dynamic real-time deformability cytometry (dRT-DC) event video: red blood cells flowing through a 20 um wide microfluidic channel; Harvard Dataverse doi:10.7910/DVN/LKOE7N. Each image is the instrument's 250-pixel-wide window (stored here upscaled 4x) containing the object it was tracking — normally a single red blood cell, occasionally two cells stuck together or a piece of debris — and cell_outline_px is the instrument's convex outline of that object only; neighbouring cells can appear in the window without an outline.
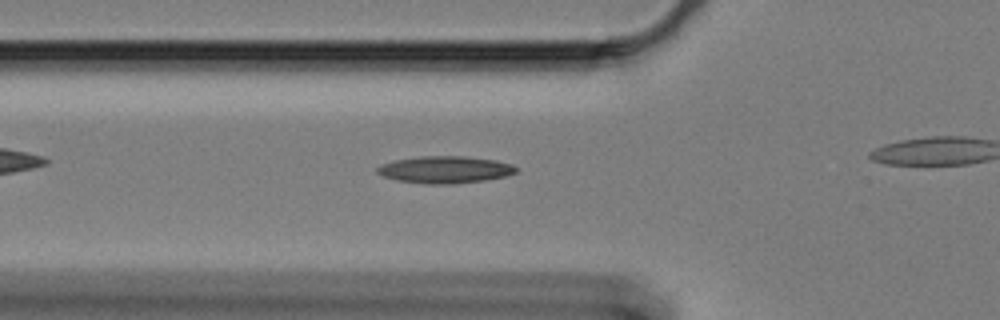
{"species": "Egyptian fruit bat (a non-hibernating species)", "species_latin": "Rousettus aegyptiacus", "temperature_condition": "cold", "stored_images_in_passage": 34, "camera_frame_rate_fps": 3000, "um_per_image_px": 0.085, "animal": {"sex": "female"}, "frame": {"image": 1, "passage_image": 3, "time_ms": 0.667, "image_size_px": [1000, 320], "cell_outline_px": [[516, 172], [504, 176], [484, 180], [456, 184], [424, 184], [396, 180], [384, 176], [376, 172], [376, 168], [380, 164], [396, 160], [420, 156], [464, 156], [496, 160], [512, 164], [516, 168]], "centroid_in_image_um": [37.8, 14.42], "position_along_channel_um": 88.0, "area_um2": 21.91}}
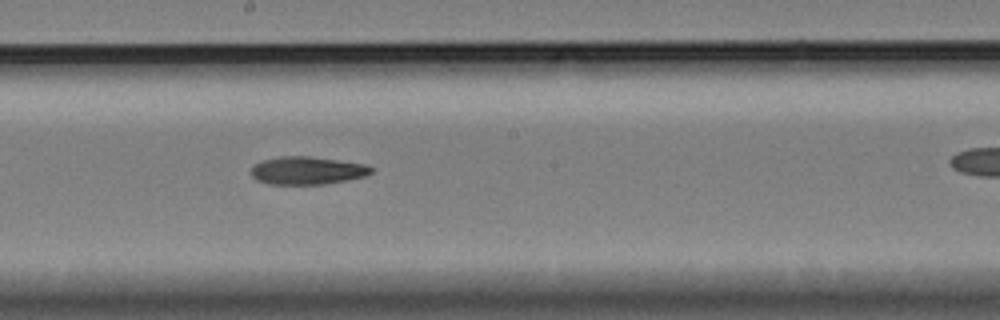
{"frame": {"image": 2, "passage_image": 15, "time_ms": 4.667, "image_size_px": [1000, 320], "cell_outline_px": [[372, 172], [364, 176], [348, 180], [324, 184], [268, 184], [256, 180], [252, 176], [252, 168], [256, 164], [264, 160], [280, 156], [312, 156], [364, 164], [372, 168]], "centroid_in_image_um": [26.11, 14.5], "position_along_channel_um": 222.1, "area_um2": 19.36}}
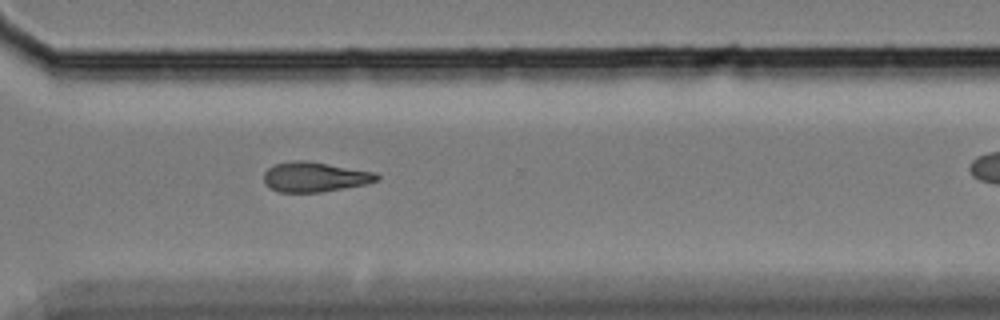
{"frame": {"image": 3, "passage_image": 26, "time_ms": 8.333, "image_size_px": [1000, 320], "cell_outline_px": [[380, 176], [376, 180], [364, 184], [344, 188], [320, 192], [280, 192], [264, 184], [264, 172], [268, 168], [276, 164], [296, 160], [304, 160], [376, 172]], "centroid_in_image_um": [26.73, 15.04], "position_along_channel_um": 343.9, "area_um2": 19.42}}